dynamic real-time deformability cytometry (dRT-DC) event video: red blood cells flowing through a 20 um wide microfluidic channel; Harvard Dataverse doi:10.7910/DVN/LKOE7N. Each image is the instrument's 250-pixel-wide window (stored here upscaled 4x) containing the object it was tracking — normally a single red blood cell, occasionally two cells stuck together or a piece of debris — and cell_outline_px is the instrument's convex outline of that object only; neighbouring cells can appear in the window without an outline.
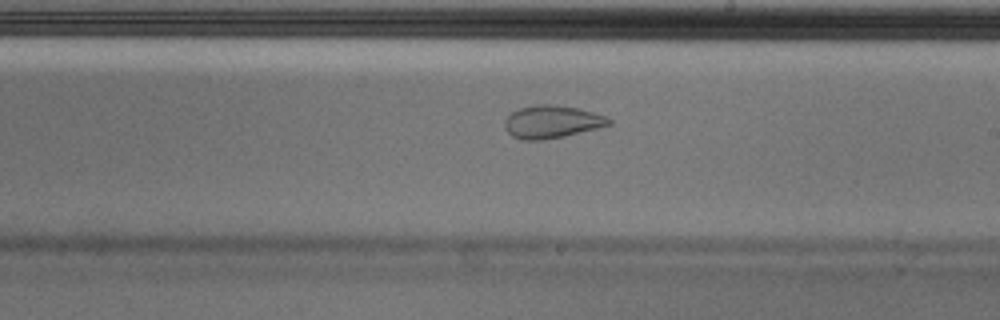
{"species": "Egyptian fruit bat (a non-hibernating species)", "species_latin": "Rousettus aegyptiacus", "temperature_condition": "cold", "stored_images_in_passage": 54, "camera_frame_rate_fps": 3000, "um_per_image_px": 0.085, "animal": {"sex": "male"}, "frame": {"image": 1, "passage_image": 31, "time_ms": 10.0, "image_size_px": [1000, 320], "cell_outline_px": [[612, 124], [564, 136], [540, 140], [520, 140], [512, 136], [504, 128], [504, 120], [512, 112], [520, 108], [536, 104], [552, 104], [580, 108], [608, 116], [612, 120]], "centroid_in_image_um": [46.91, 10.34], "position_along_channel_um": 242.1, "area_um2": 20.0}}